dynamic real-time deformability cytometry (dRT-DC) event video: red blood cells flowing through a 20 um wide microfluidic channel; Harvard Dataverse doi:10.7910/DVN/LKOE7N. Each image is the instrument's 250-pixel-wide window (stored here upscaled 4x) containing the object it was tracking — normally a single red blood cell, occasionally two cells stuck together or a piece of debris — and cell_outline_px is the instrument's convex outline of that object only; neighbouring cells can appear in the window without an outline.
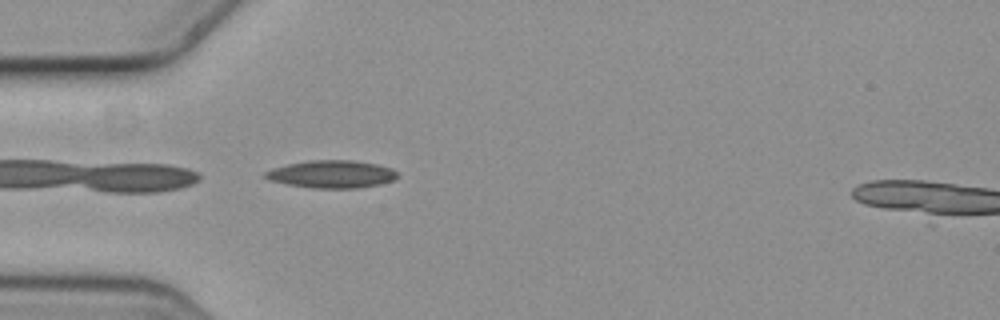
{"species": "common noctule bat (a hibernating species)", "species_latin": "Nyctalus noctula", "temperature_condition": "cold", "stored_images_in_passage": 6, "camera_frame_rate_fps": 3000, "um_per_image_px": 0.085, "animal": {"sex": "female", "body_mass_g": 19.3, "forearm_length_mm": 54.1}, "frame": {"image": 1, "passage_image": 5, "time_ms": 1.333, "image_size_px": [1000, 320], "cell_outline_px": [[396, 176], [392, 180], [380, 184], [356, 188], [312, 188], [288, 184], [268, 180], [264, 176], [264, 172], [272, 168], [288, 164], [308, 160], [352, 160], [376, 164], [392, 168], [396, 172]], "centroid_in_image_um": [28.15, 14.8], "position_along_channel_um": 56.8, "area_um2": 21.15}}